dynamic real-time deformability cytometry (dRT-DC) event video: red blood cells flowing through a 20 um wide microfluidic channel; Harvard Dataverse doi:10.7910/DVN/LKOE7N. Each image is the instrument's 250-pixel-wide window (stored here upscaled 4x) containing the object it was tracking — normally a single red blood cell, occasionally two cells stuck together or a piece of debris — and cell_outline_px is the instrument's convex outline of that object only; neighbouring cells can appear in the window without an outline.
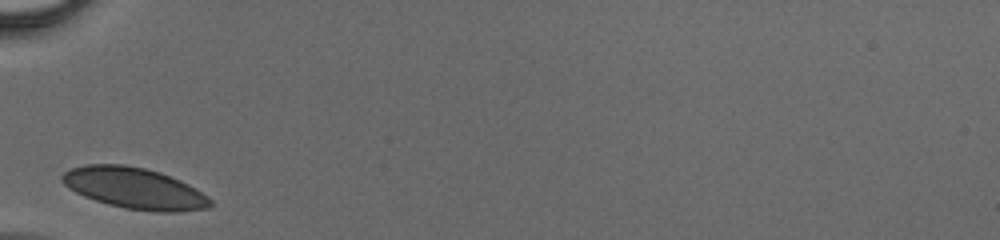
{"species": "human", "species_latin": "Homo sapiens", "temperature_condition": "cold", "stored_images_in_passage": 23, "camera_frame_rate_fps": 3000, "um_per_image_px": 0.085, "donor": {"sex": "male"}, "frame": {"image": 1, "passage_image": 1, "time_ms": 0.0, "image_size_px": [1000, 240], "cell_outline_px": [[212, 204], [208, 208], [180, 212], [156, 212], [124, 208], [108, 204], [84, 196], [68, 188], [60, 180], [60, 176], [64, 172], [72, 168], [84, 164], [124, 164], [144, 168], [160, 172], [180, 180], [196, 188], [208, 196], [212, 200]], "centroid_in_image_um": [11.43, 16.0], "position_along_channel_um": 73.6, "area_um2": 35.72}}
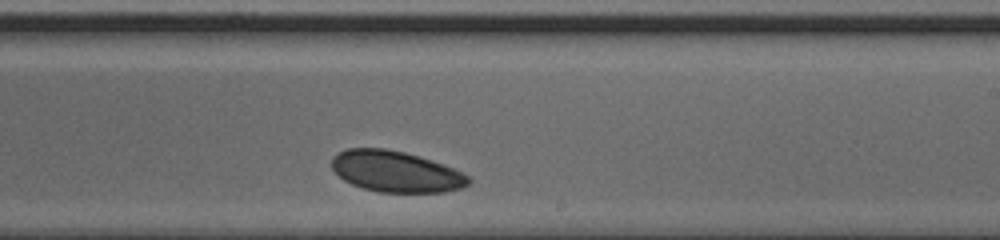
{"frame": {"image": 2, "passage_image": 14, "time_ms": 4.333, "image_size_px": [1000, 240], "cell_outline_px": [[472, 180], [464, 188], [444, 192], [380, 192], [364, 188], [352, 184], [344, 180], [332, 168], [332, 156], [348, 148], [384, 148], [404, 152], [420, 156], [444, 164], [464, 172]], "centroid_in_image_um": [33.69, 14.58], "position_along_channel_um": 255.3, "area_um2": 32.83}}
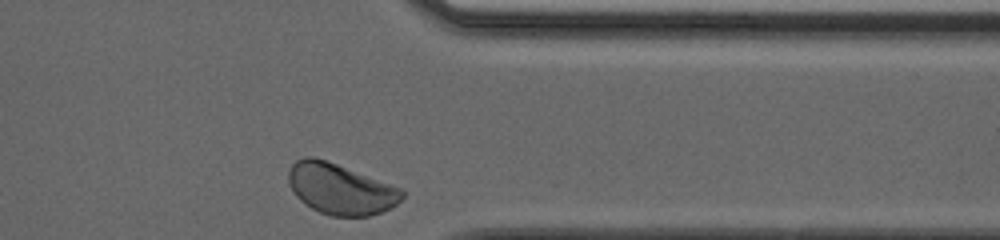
{"frame": {"image": 3, "passage_image": 23, "time_ms": 7.333, "image_size_px": [1000, 240], "cell_outline_px": [[404, 196], [396, 204], [380, 212], [368, 216], [332, 216], [320, 212], [304, 204], [296, 196], [288, 184], [288, 172], [292, 164], [296, 160], [304, 156], [312, 156], [336, 164], [404, 188]], "centroid_in_image_um": [28.93, 16.06], "position_along_channel_um": 382.5, "area_um2": 33.58}}